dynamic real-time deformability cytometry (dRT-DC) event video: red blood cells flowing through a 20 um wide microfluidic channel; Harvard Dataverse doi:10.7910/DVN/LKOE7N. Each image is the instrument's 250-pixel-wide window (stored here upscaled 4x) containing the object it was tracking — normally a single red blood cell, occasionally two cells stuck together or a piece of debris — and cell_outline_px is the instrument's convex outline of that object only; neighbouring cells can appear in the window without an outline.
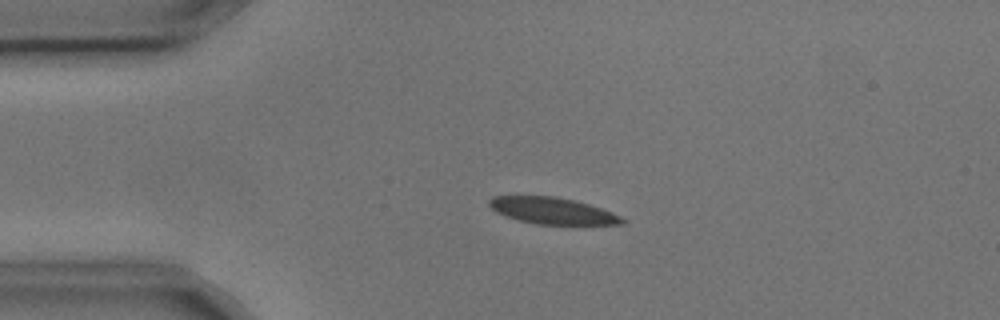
{"species": "common noctule bat (a hibernating species)", "species_latin": "Nyctalus noctula", "temperature_condition": "cold", "stored_images_in_passage": 3, "camera_frame_rate_fps": 3000, "um_per_image_px": 0.085, "animal": {"sex": "male", "body_mass_g": 17.9, "forearm_length_mm": 54.2}, "frame": {"image": 1, "passage_image": 2, "time_ms": 0.333, "image_size_px": [1000, 320], "cell_outline_px": [[628, 220], [624, 224], [536, 224], [504, 216], [496, 212], [488, 204], [488, 200], [492, 196], [552, 196], [572, 200], [588, 204], [612, 212]], "centroid_in_image_um": [46.94, 17.91], "position_along_channel_um": 38.1, "area_um2": 20.4}}